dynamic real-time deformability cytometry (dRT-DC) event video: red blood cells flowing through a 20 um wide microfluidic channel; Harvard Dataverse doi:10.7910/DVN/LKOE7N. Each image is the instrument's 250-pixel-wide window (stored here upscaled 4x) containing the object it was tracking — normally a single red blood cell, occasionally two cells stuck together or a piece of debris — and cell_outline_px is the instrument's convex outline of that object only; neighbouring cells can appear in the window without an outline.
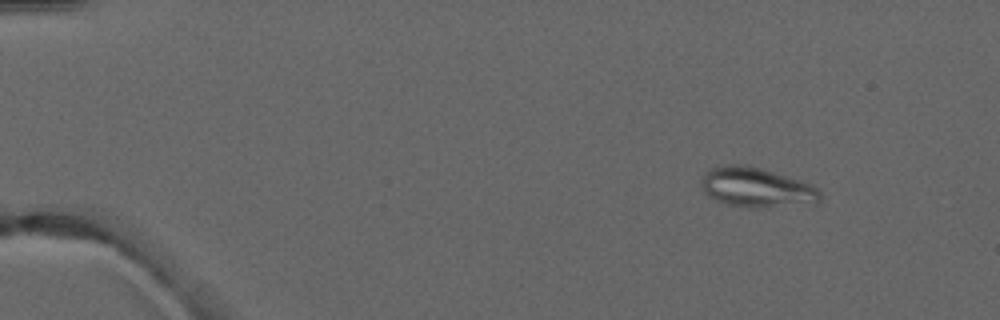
{"species": "common noctule bat (a hibernating species)", "species_latin": "Nyctalus noctula", "temperature_condition": "warm", "stored_images_in_passage": 5, "camera_frame_rate_fps": 3000, "um_per_image_px": 0.085, "animal": {"sex": "male", "forearm_length_mm": 52.5}, "frame": {"image": 1, "passage_image": 1, "time_ms": 0.0, "image_size_px": [1000, 320], "cell_outline_px": [[820, 200], [816, 204], [764, 208], [748, 208], [728, 204], [716, 200], [704, 192], [704, 172], [708, 168], [724, 164], [748, 164], [812, 184], [820, 192]], "centroid_in_image_um": [64.34, 15.94], "position_along_channel_um": 20.7, "area_um2": 27.69}}